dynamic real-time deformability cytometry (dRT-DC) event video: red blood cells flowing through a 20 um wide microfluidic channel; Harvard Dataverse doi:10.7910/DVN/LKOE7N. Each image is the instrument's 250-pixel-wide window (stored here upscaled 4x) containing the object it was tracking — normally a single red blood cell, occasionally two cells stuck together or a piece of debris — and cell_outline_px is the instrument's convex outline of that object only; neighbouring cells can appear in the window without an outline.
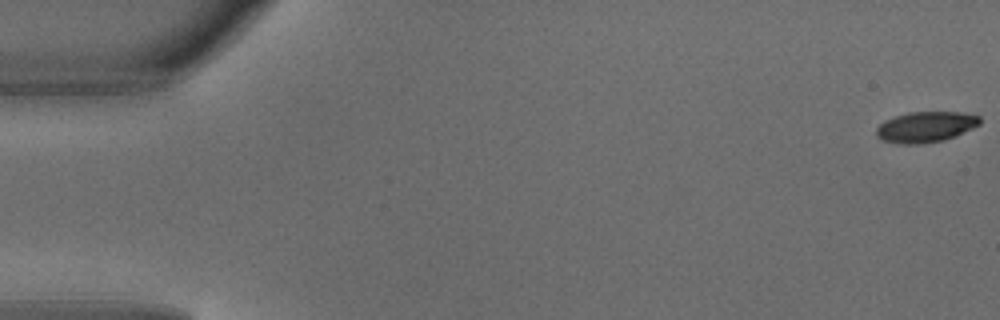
{"species": "common noctule bat (a hibernating species)", "species_latin": "Nyctalus noctula", "temperature_condition": "warm", "stored_images_in_passage": 3, "camera_frame_rate_fps": 3000, "um_per_image_px": 0.085, "animal": {"sex": "male", "body_mass_g": 18.8}, "frame": {"image": 1, "passage_image": 1, "time_ms": 0.0, "image_size_px": [1000, 320], "cell_outline_px": [[980, 124], [956, 136], [944, 140], [924, 144], [900, 144], [880, 140], [876, 136], [876, 128], [884, 120], [908, 112], [964, 112], [980, 116]], "centroid_in_image_um": [78.67, 10.79], "position_along_channel_um": 6.3, "area_um2": 18.73}}